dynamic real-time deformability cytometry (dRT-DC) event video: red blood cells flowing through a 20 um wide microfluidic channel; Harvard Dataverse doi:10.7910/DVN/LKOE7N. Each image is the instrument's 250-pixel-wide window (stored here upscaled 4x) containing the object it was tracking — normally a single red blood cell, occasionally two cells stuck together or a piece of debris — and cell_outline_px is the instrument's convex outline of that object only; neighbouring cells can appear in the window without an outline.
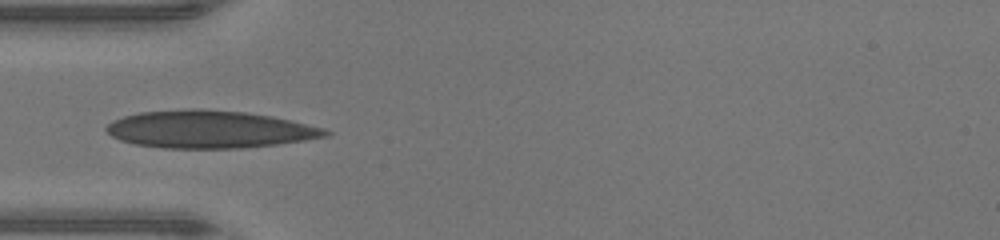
{"species": "human", "species_latin": "Homo sapiens", "temperature_condition": "warm", "stored_images_in_passage": 29, "camera_frame_rate_fps": 3000, "um_per_image_px": 0.085, "donor": {"sex": "male"}, "frame": {"image": 1, "passage_image": 1, "time_ms": 0.0, "image_size_px": [1000, 240], "cell_outline_px": [[332, 132], [328, 136], [304, 140], [276, 144], [244, 148], [164, 148], [136, 144], [120, 140], [112, 136], [104, 128], [112, 120], [124, 116], [140, 112], [192, 108], [200, 108], [244, 112], [272, 116], [324, 128]], "centroid_in_image_um": [17.79, 10.99], "position_along_channel_um": 67.2, "area_um2": 47.86}}
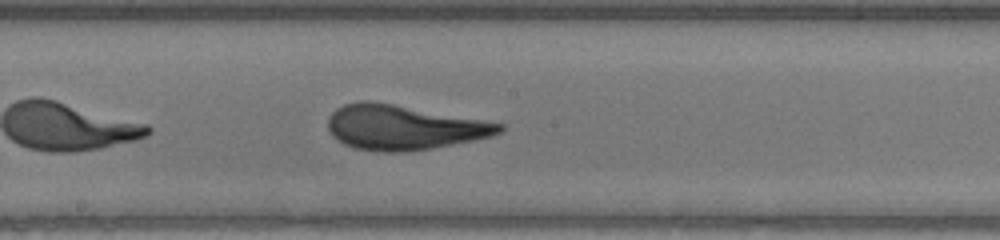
{"frame": {"image": 2, "passage_image": 11, "time_ms": 3.333, "image_size_px": [1000, 240], "cell_outline_px": [[504, 128], [500, 132], [492, 136], [432, 148], [404, 152], [384, 152], [352, 148], [344, 144], [332, 136], [328, 128], [328, 120], [332, 112], [336, 108], [344, 104], [360, 100], [368, 100], [392, 104], [504, 124]], "centroid_in_image_um": [34.24, 10.83], "position_along_channel_um": 214.0, "area_um2": 44.27}}
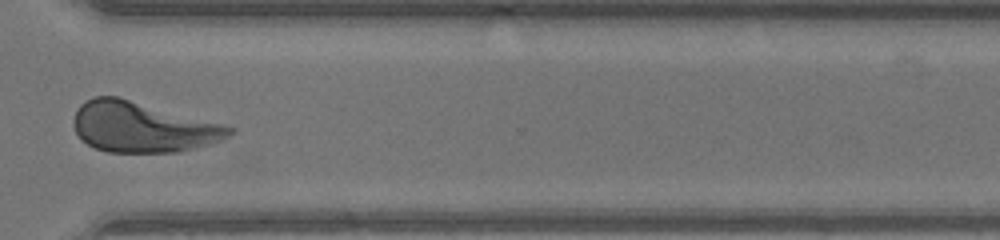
{"frame": {"image": 3, "passage_image": 21, "time_ms": 6.667, "image_size_px": [1000, 240], "cell_outline_px": [[236, 132], [220, 140], [208, 144], [180, 152], [108, 152], [96, 148], [88, 144], [76, 132], [76, 112], [80, 104], [84, 100], [96, 96], [120, 96], [236, 128]], "centroid_in_image_um": [12.14, 10.79], "position_along_channel_um": 358.5, "area_um2": 45.37}, "authors_computed_cell_mechanics": {"area_um2": 44.506, "velocity_mm_per_s": 4.3507, "shape_relaxation_time_tau1_ms": 5.5605, "shape_relaxation_time_tau2_ms": null, "deformation_change_tau1": 0.2206, "deformation_change_tau2": null}}